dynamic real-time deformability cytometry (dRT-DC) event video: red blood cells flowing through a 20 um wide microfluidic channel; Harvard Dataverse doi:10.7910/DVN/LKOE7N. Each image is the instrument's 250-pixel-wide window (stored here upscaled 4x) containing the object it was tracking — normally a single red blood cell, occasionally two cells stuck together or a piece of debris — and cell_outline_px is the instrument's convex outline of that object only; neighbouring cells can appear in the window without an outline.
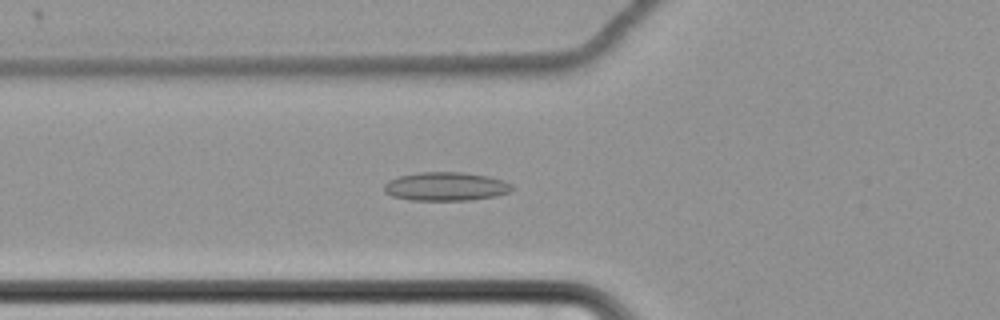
{"species": "common noctule bat (a hibernating species)", "species_latin": "Nyctalus noctula", "temperature_condition": "cold", "stored_images_in_passage": 54, "camera_frame_rate_fps": 3000, "um_per_image_px": 0.085, "animal": {"sex": "female", "body_mass_g": 22.7, "forearm_length_mm": 54.2}, "frame": {"image": 1, "passage_image": 16, "time_ms": 5.0, "image_size_px": [1000, 320], "cell_outline_px": [[512, 192], [496, 196], [468, 200], [412, 200], [392, 196], [384, 192], [384, 184], [388, 180], [400, 176], [420, 172], [464, 172], [488, 176], [504, 180], [512, 184]], "centroid_in_image_um": [37.92, 15.85], "position_along_channel_um": 87.9, "area_um2": 21.44}}
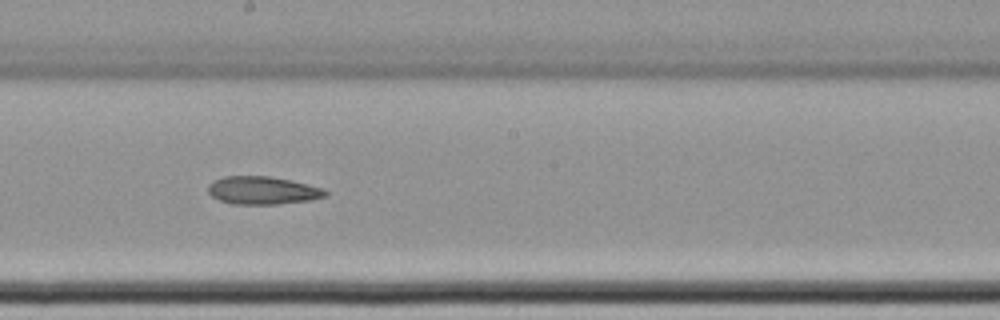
{"frame": {"image": 2, "passage_image": 28, "time_ms": 9.0, "image_size_px": [1000, 320], "cell_outline_px": [[328, 196], [312, 200], [280, 204], [232, 204], [220, 200], [212, 196], [208, 192], [208, 184], [212, 180], [224, 176], [268, 176], [308, 184], [324, 188], [328, 192]], "centroid_in_image_um": [22.33, 16.19], "position_along_channel_um": 225.9, "area_um2": 19.25}}
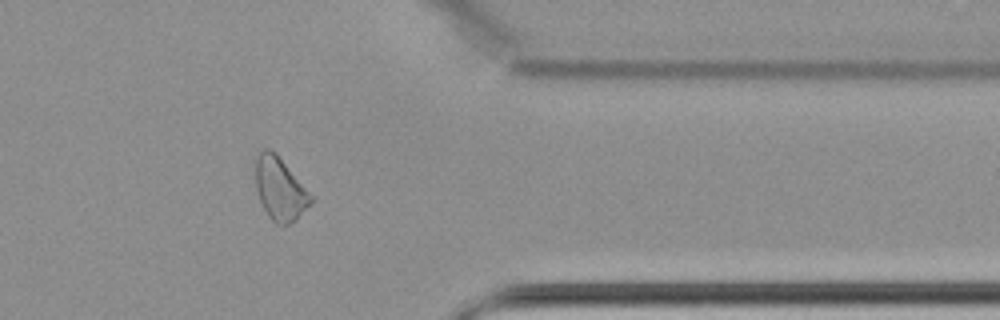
{"frame": {"image": 3, "passage_image": 43, "time_ms": 14.0, "image_size_px": [1000, 320], "cell_outline_px": [[312, 204], [296, 220], [288, 224], [276, 224], [268, 216], [260, 200], [256, 188], [252, 160], [264, 148], [268, 148], [276, 152], [312, 196]], "centroid_in_image_um": [23.75, 16.02], "position_along_channel_um": 387.7, "area_um2": 20.58}}